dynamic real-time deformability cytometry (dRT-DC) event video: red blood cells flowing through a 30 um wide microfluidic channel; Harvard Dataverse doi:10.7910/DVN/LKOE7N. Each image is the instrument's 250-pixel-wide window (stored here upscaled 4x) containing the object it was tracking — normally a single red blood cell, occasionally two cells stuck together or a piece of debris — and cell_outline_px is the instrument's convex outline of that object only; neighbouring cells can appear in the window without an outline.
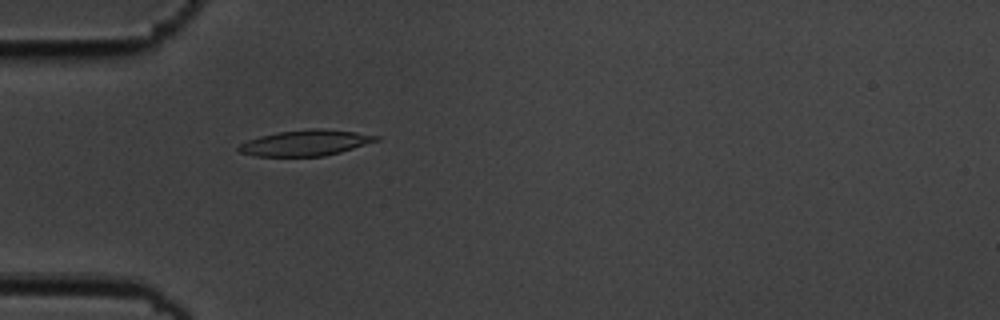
{"species": "common noctule bat (a hibernating species)", "species_latin": "Nyctalus noctula", "temperature_condition": "cold", "stored_images_in_passage": 54, "camera_frame_rate_fps": 3000, "um_per_image_px": 0.085, "animal": {"sex": "male", "body_mass_g": 19.5, "forearm_length_mm": 54.6}, "frame": {"image": 1, "passage_image": 15, "time_ms": 4.667, "image_size_px": [1000, 320], "cell_outline_px": [[380, 140], [340, 152], [324, 156], [256, 156], [240, 152], [236, 148], [240, 144], [248, 140], [260, 136], [276, 132], [308, 128], [320, 128], [356, 132], [380, 136]], "centroid_in_image_um": [25.97, 12.13], "position_along_channel_um": 59.0, "area_um2": 20.69}}
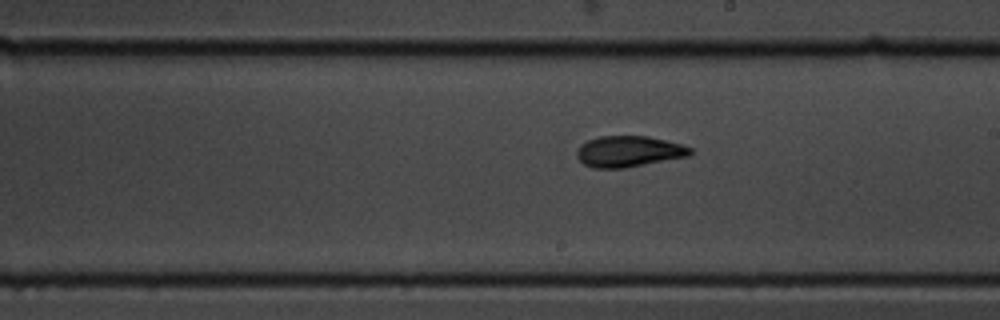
{"frame": {"image": 2, "passage_image": 30, "time_ms": 9.667, "image_size_px": [1000, 320], "cell_outline_px": [[696, 152], [688, 156], [624, 168], [592, 168], [584, 164], [576, 156], [576, 152], [580, 144], [588, 140], [600, 136], [648, 136], [680, 144], [692, 148]], "centroid_in_image_um": [53.44, 12.87], "position_along_channel_um": 235.6, "area_um2": 20.52}}
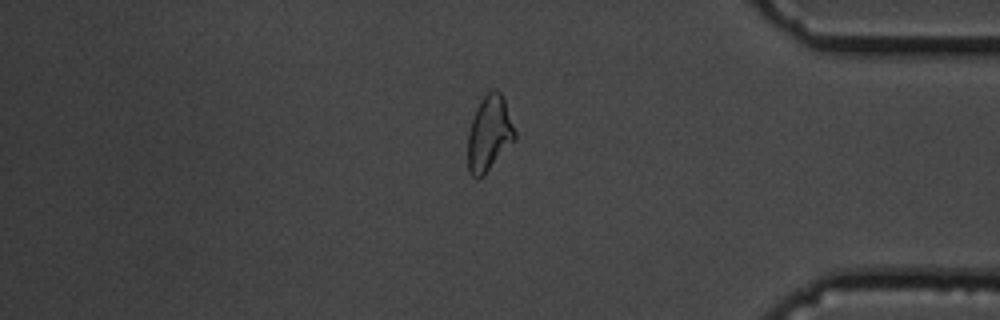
{"frame": {"image": 3, "passage_image": 45, "time_ms": 14.667, "image_size_px": [1000, 320], "cell_outline_px": [[516, 140], [484, 176], [472, 176], [468, 172], [468, 132], [476, 108], [480, 100], [492, 88], [496, 88], [500, 92], [504, 100], [516, 132]], "centroid_in_image_um": [41.6, 11.35], "position_along_channel_um": 393.6, "area_um2": 20.75}, "authors_computed_cell_mechanics": {"area_um2": 20.519, "velocity_mm_per_s": 3.6233, "shape_relaxation_time_tau1_ms": 2.9535, "shape_relaxation_time_tau2_ms": 2.58, "deformation_change_tau1": 0.1385, "deformation_change_tau2": 0.0915}}